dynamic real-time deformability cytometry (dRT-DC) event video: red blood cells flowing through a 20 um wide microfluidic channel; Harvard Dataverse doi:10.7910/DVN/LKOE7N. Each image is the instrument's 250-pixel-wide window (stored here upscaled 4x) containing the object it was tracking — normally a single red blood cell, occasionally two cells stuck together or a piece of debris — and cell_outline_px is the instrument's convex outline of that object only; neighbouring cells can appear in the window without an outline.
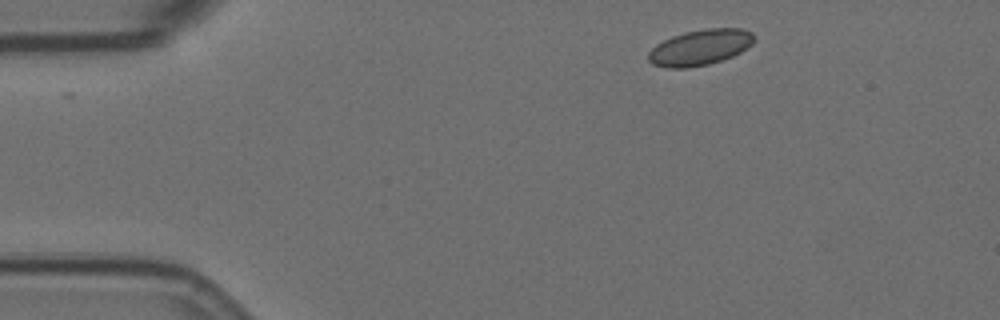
{"species": "Egyptian fruit bat (a non-hibernating species)", "species_latin": "Rousettus aegyptiacus", "temperature_condition": "room temperature", "stored_images_in_passage": 3, "camera_frame_rate_fps": 3000, "um_per_image_px": 0.085, "animal": {"sex": "female"}, "frame": {"image": 1, "passage_image": 1, "time_ms": 0.0, "image_size_px": [1000, 320], "cell_outline_px": [[756, 40], [752, 44], [740, 52], [732, 56], [708, 64], [688, 68], [664, 68], [652, 64], [648, 60], [648, 52], [656, 44], [672, 36], [684, 32], [704, 28], [744, 28], [752, 32], [756, 36]], "centroid_in_image_um": [59.51, 4.02], "position_along_channel_um": 25.5, "area_um2": 22.25}}